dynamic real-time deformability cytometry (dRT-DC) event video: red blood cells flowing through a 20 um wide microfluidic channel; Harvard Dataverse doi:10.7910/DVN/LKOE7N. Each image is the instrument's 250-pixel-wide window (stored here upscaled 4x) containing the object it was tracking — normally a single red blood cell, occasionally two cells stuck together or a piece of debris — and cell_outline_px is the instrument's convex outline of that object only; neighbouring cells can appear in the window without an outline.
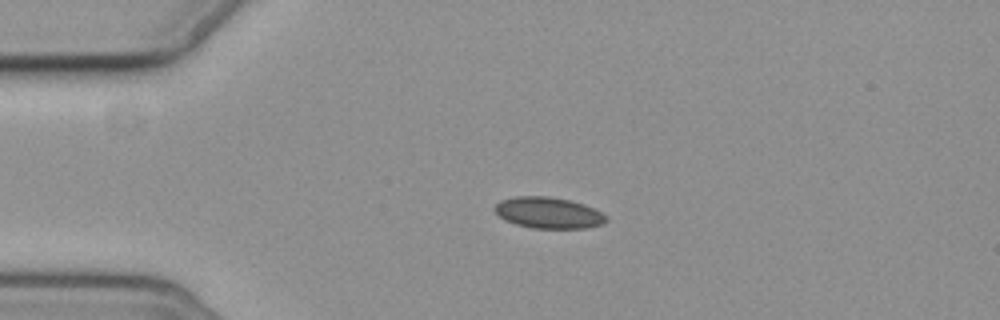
{"species": "common noctule bat (a hibernating species)", "species_latin": "Nyctalus noctula", "temperature_condition": "cold", "stored_images_in_passage": 4, "camera_frame_rate_fps": 3000, "um_per_image_px": 0.085, "animal": {"sex": "female", "body_mass_g": 19.3, "forearm_length_mm": 54.1}, "frame": {"image": 1, "passage_image": 3, "time_ms": 3.333, "image_size_px": [1000, 320], "cell_outline_px": [[608, 220], [604, 224], [584, 228], [532, 228], [516, 224], [504, 220], [492, 208], [500, 200], [516, 196], [548, 196], [568, 200], [584, 204], [608, 216]], "centroid_in_image_um": [46.61, 18.09], "position_along_channel_um": 38.4, "area_um2": 20.29}}